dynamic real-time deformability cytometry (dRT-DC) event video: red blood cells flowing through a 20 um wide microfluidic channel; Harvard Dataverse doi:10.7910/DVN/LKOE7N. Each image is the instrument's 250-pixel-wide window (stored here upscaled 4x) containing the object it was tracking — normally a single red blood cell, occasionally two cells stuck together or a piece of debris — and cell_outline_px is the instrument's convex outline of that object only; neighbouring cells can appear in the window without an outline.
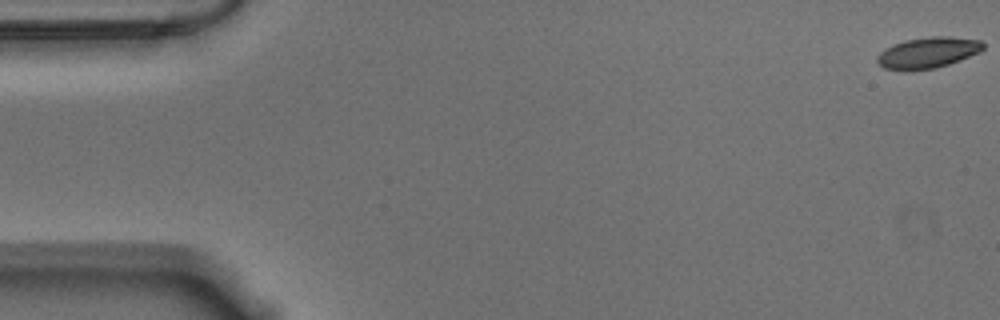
{"species": "Egyptian fruit bat (a non-hibernating species)", "species_latin": "Rousettus aegyptiacus", "temperature_condition": "warm", "stored_images_in_passage": 18, "camera_frame_rate_fps": 3000, "um_per_image_px": 0.085, "animal": {"sex": "male"}, "frame": {"image": 1, "passage_image": 1, "time_ms": 0.0, "image_size_px": [1000, 320], "cell_outline_px": [[984, 48], [980, 52], [948, 64], [936, 68], [908, 72], [884, 68], [876, 60], [876, 56], [884, 48], [892, 44], [904, 40], [932, 36], [948, 36], [980, 40], [984, 44]], "centroid_in_image_um": [78.82, 4.49], "position_along_channel_um": 6.2, "area_um2": 19.42}}
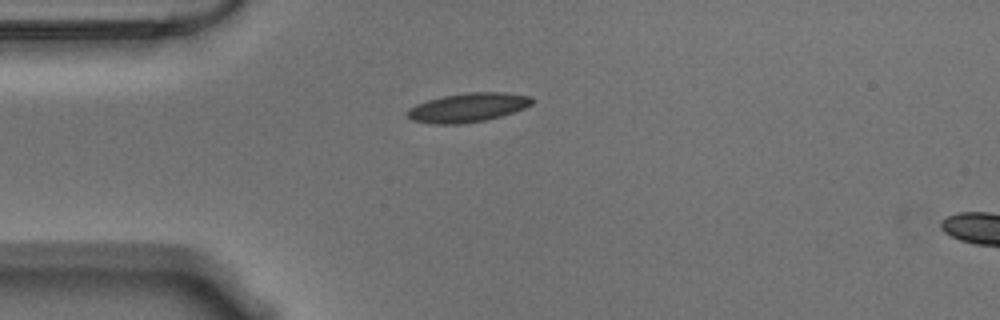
{"frame": {"image": 2, "passage_image": 15, "time_ms": 4.667, "image_size_px": [1000, 320], "cell_outline_px": [[532, 104], [524, 108], [500, 116], [484, 120], [460, 124], [428, 124], [412, 120], [404, 112], [408, 108], [416, 104], [428, 100], [444, 96], [468, 92], [504, 92], [532, 96]], "centroid_in_image_um": [39.73, 9.14], "position_along_channel_um": 45.3, "area_um2": 21.1}}